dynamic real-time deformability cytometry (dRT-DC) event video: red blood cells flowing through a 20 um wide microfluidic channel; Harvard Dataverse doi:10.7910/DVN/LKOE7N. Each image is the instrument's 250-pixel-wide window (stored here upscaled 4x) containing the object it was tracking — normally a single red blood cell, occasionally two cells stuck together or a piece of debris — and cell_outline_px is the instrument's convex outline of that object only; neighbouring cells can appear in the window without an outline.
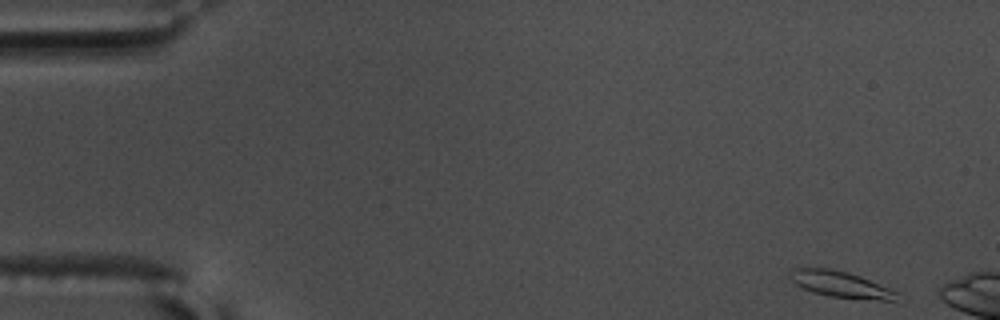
{"species": "common noctule bat (a hibernating species)", "species_latin": "Nyctalus noctula", "temperature_condition": "warm", "stored_images_in_passage": 8, "camera_frame_rate_fps": 3000, "um_per_image_px": 0.085, "animal": {"sex": "male", "body_mass_g": 17.5, "forearm_length_mm": 52.3}, "frame": {"image": 1, "passage_image": 1, "time_ms": 0.0, "image_size_px": [1000, 320], "cell_outline_px": [[904, 304], [828, 296], [812, 292], [796, 284], [788, 276], [788, 272], [796, 268], [828, 268], [848, 272], [860, 276], [900, 292]], "centroid_in_image_um": [71.67, 24.24], "position_along_channel_um": 13.3, "area_um2": 17.17}}